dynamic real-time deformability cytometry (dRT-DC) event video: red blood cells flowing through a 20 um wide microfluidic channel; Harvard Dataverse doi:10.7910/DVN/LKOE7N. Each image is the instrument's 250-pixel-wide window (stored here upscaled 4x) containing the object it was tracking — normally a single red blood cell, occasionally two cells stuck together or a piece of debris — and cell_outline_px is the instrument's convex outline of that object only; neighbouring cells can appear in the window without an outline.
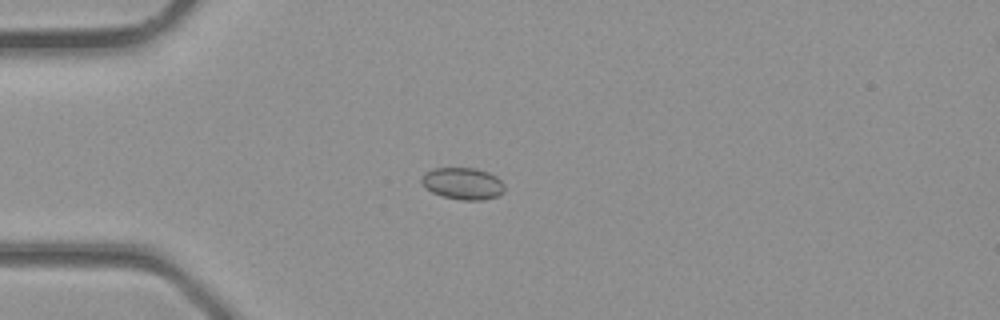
{"species": "common noctule bat (a hibernating species)", "species_latin": "Nyctalus noctula", "temperature_condition": "room temperature", "stored_images_in_passage": 4, "camera_frame_rate_fps": 3000, "um_per_image_px": 0.085, "animal": {"sex": "male", "body_mass_g": 23.1, "forearm_length_mm": 52.7}, "frame": {"image": 1, "passage_image": 4, "time_ms": 1.0, "image_size_px": [1000, 320], "cell_outline_px": [[504, 192], [496, 196], [480, 200], [460, 200], [444, 196], [432, 192], [420, 180], [420, 176], [424, 172], [432, 168], [476, 168], [488, 172], [496, 176], [504, 184]], "centroid_in_image_um": [39.33, 15.58], "position_along_channel_um": 45.7, "area_um2": 15.37}}